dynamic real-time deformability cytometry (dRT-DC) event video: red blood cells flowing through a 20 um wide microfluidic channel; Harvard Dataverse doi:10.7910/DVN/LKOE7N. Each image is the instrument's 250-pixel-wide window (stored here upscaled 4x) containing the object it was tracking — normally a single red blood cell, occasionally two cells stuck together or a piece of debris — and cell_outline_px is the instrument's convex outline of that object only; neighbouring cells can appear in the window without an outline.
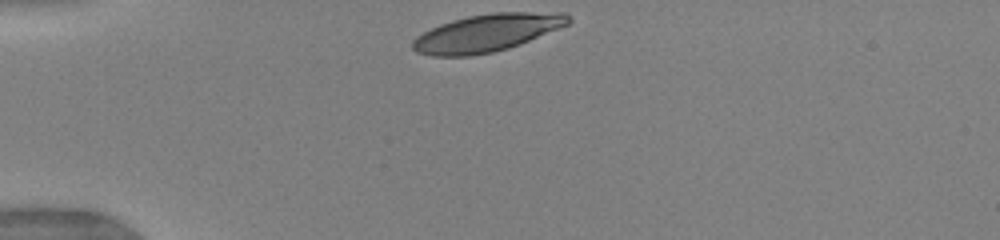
{"species": "human", "species_latin": "Homo sapiens", "temperature_condition": "warm", "stored_images_in_passage": 6, "camera_frame_rate_fps": 3000, "um_per_image_px": 0.085, "donor": {"sex": "female"}, "frame": {"image": 1, "passage_image": 1, "time_ms": 0.0, "image_size_px": [1000, 240], "cell_outline_px": [[572, 20], [568, 24], [520, 44], [508, 48], [492, 52], [468, 56], [432, 56], [416, 52], [412, 48], [412, 40], [416, 36], [440, 24], [452, 20], [468, 16], [492, 12], [564, 12]], "centroid_in_image_um": [41.37, 2.79], "position_along_channel_um": 43.6, "area_um2": 33.93}}